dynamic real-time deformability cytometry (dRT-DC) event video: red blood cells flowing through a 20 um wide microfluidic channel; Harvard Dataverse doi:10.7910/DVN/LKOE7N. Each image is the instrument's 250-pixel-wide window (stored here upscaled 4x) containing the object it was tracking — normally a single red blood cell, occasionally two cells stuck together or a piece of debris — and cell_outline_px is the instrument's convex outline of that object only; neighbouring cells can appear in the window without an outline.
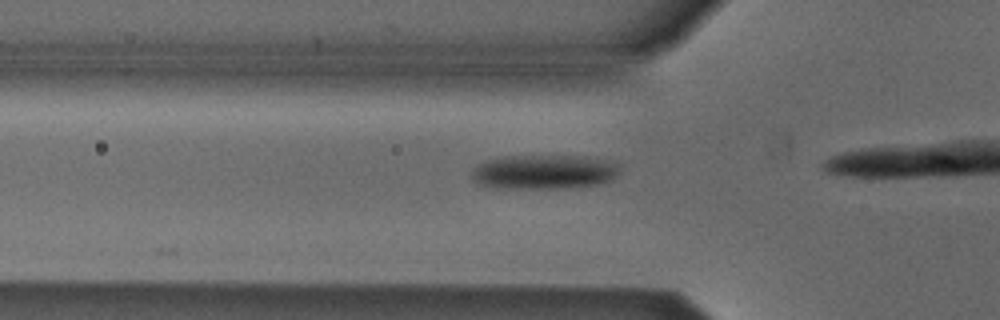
{"species": "Egyptian fruit bat (a non-hibernating species)", "species_latin": "Rousettus aegyptiacus", "temperature_condition": "cold", "stored_images_in_passage": 9, "camera_frame_rate_fps": 3000, "um_per_image_px": 0.085, "animal": {"sex": "male"}, "frame": {"image": 1, "passage_image": 5, "time_ms": 1.333, "image_size_px": [1000, 320], "cell_outline_px": [[620, 172], [612, 180], [600, 184], [560, 188], [496, 188], [480, 184], [472, 180], [472, 168], [488, 160], [504, 156], [584, 156], [604, 160], [620, 164]], "centroid_in_image_um": [46.26, 14.61], "position_along_channel_um": 79.5, "area_um2": 29.71}}